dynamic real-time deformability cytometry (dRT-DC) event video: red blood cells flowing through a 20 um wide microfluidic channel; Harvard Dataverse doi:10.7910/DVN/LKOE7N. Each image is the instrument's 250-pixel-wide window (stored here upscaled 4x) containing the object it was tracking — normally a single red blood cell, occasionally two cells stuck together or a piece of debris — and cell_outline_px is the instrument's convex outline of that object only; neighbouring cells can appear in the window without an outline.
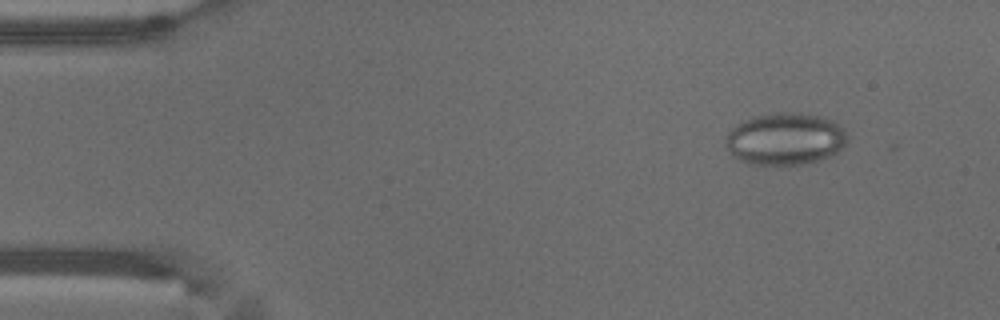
{"species": "common noctule bat (a hibernating species)", "species_latin": "Nyctalus noctula", "temperature_condition": "warm", "stored_images_in_passage": 13, "camera_frame_rate_fps": 3000, "um_per_image_px": 0.085, "animal": {"sex": "male", "body_mass_g": 18.8}, "frame": {"image": 1, "passage_image": 6, "time_ms": 1.667, "image_size_px": [1000, 320], "cell_outline_px": [[848, 136], [844, 144], [836, 152], [828, 156], [816, 160], [800, 164], [748, 164], [736, 160], [732, 156], [724, 140], [728, 132], [732, 128], [752, 116], [776, 112], [800, 112], [824, 116], [832, 120], [844, 128]], "centroid_in_image_um": [66.72, 11.78], "position_along_channel_um": 18.3, "area_um2": 37.05}}